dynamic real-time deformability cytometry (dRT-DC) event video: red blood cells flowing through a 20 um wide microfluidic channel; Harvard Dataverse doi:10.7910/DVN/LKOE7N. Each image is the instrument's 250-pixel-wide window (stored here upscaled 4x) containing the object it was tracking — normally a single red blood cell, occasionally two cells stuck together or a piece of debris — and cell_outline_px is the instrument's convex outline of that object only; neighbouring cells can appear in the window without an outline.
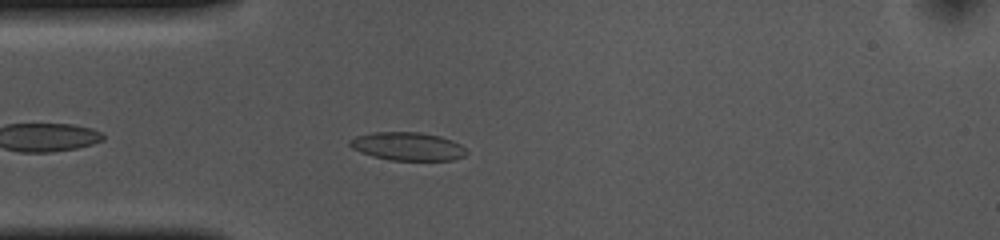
{"species": "common noctule bat (a hibernating species)", "species_latin": "Nyctalus noctula", "temperature_condition": "cold", "stored_images_in_passage": 45, "camera_frame_rate_fps": 3000, "um_per_image_px": 0.085, "animal": {"sex": "female", "body_mass_g": 10.0, "forearm_length_mm": 53.1}, "frame": {"image": 1, "passage_image": 5, "time_ms": 1.333, "image_size_px": [1000, 240], "cell_outline_px": [[468, 152], [464, 156], [452, 160], [388, 160], [372, 156], [360, 152], [352, 148], [348, 144], [348, 140], [356, 136], [372, 132], [420, 132], [440, 136], [452, 140], [460, 144]], "centroid_in_image_um": [34.62, 12.44], "position_along_channel_um": 50.4, "area_um2": 19.31}}
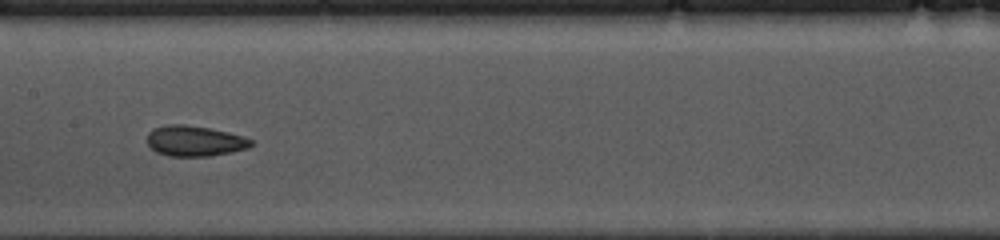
{"frame": {"image": 2, "passage_image": 17, "time_ms": 5.333, "image_size_px": [1000, 240], "cell_outline_px": [[252, 144], [248, 148], [232, 152], [208, 156], [168, 156], [156, 152], [148, 144], [148, 132], [152, 128], [168, 124], [184, 124], [208, 128], [228, 132], [244, 136], [252, 140]], "centroid_in_image_um": [16.54, 11.98], "position_along_channel_um": 190.9, "area_um2": 18.5}}
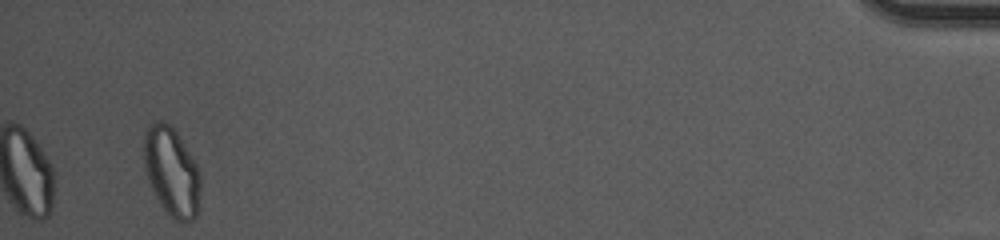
{"frame": {"image": 3, "passage_image": 43, "time_ms": 14.0, "image_size_px": [1000, 240], "cell_outline_px": [[200, 188], [196, 216], [192, 220], [184, 224], [176, 220], [160, 204], [148, 180], [144, 168], [144, 136], [152, 120], [160, 120], [168, 124], [176, 132], [196, 164], [200, 172]], "centroid_in_image_um": [14.58, 14.59], "position_along_channel_um": 420.6, "area_um2": 28.96}, "authors_computed_cell_mechanics": {"area_um2": 18.9584, "velocity_mm_per_s": 3.6357, "shape_relaxation_time_tau1_ms": 5.1326, "shape_relaxation_time_tau2_ms": 2.2161, "deformation_change_tau1": 0.1281, "deformation_change_tau2": 0.0776}}